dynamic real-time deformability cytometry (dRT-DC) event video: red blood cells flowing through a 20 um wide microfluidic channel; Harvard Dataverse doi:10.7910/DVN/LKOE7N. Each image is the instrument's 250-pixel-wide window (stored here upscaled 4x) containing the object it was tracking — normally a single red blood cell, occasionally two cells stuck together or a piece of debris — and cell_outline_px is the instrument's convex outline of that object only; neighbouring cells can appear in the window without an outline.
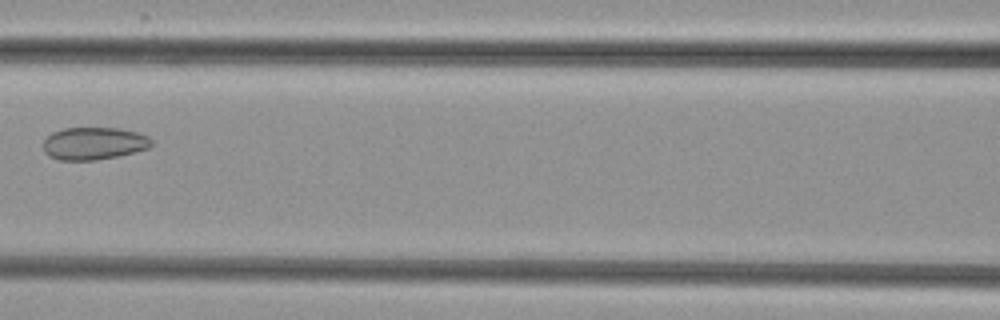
{"species": "common noctule bat (a hibernating species)", "species_latin": "Nyctalus noctula", "temperature_condition": "cold", "stored_images_in_passage": 7, "camera_frame_rate_fps": 3000, "um_per_image_px": 0.085, "animal": {"sex": "female", "body_mass_g": 29.2, "forearm_length_mm": 56.3}, "frame": {"image": 1, "passage_image": 7, "time_ms": 8.0, "image_size_px": [1000, 320], "cell_outline_px": [[152, 144], [148, 148], [120, 156], [96, 160], [60, 160], [48, 156], [44, 152], [44, 140], [52, 132], [64, 128], [120, 128], [136, 132], [148, 136], [152, 140]], "centroid_in_image_um": [7.97, 12.19], "position_along_channel_um": 158.6, "area_um2": 20.58}}